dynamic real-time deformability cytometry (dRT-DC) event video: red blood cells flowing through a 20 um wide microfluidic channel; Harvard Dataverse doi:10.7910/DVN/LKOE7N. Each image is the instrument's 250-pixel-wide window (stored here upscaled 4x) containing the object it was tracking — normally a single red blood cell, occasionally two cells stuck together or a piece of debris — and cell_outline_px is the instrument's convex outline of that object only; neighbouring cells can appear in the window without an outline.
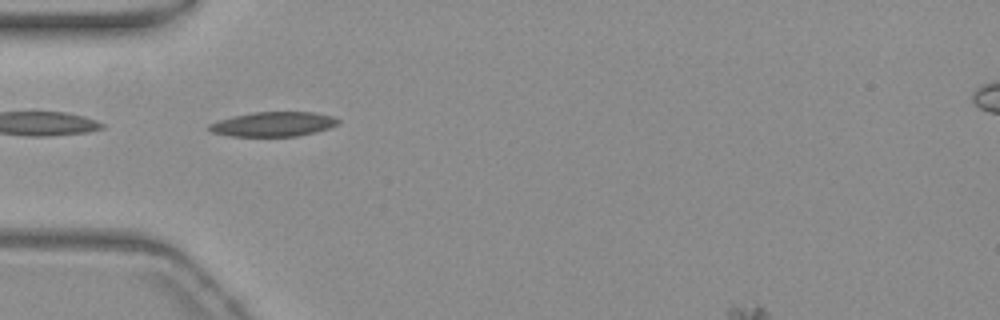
{"species": "common noctule bat (a hibernating species)", "species_latin": "Nyctalus noctula", "temperature_condition": "warm", "stored_images_in_passage": 38, "camera_frame_rate_fps": 3000, "um_per_image_px": 0.085, "animal": {"sex": "female", "body_mass_g": 19.3, "forearm_length_mm": 54.1}, "frame": {"image": 1, "passage_image": 1, "time_ms": 0.0, "image_size_px": [1000, 320], "cell_outline_px": [[340, 120], [336, 124], [328, 128], [296, 136], [232, 136], [212, 132], [208, 128], [208, 124], [232, 116], [252, 112], [312, 112], [332, 116]], "centroid_in_image_um": [23.19, 10.54], "position_along_channel_um": 61.8, "area_um2": 18.21}}
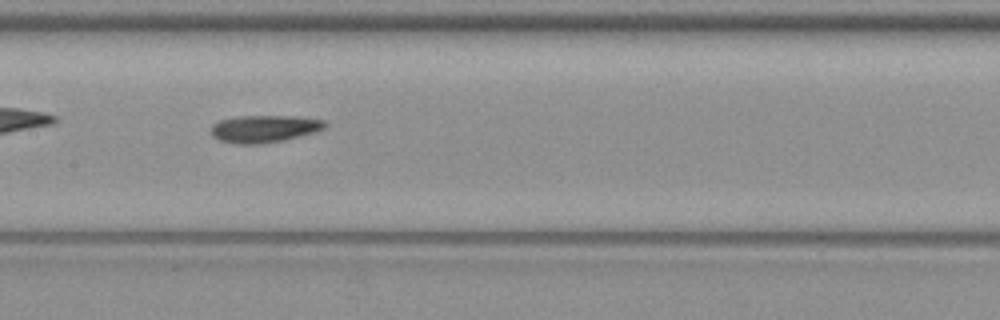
{"frame": {"image": 2, "passage_image": 11, "time_ms": 3.333, "image_size_px": [1000, 320], "cell_outline_px": [[328, 124], [324, 128], [316, 132], [284, 140], [260, 144], [236, 144], [220, 140], [212, 136], [212, 124], [220, 120], [240, 116], [300, 116], [324, 120]], "centroid_in_image_um": [22.5, 10.94], "position_along_channel_um": 184.9, "area_um2": 18.21}}
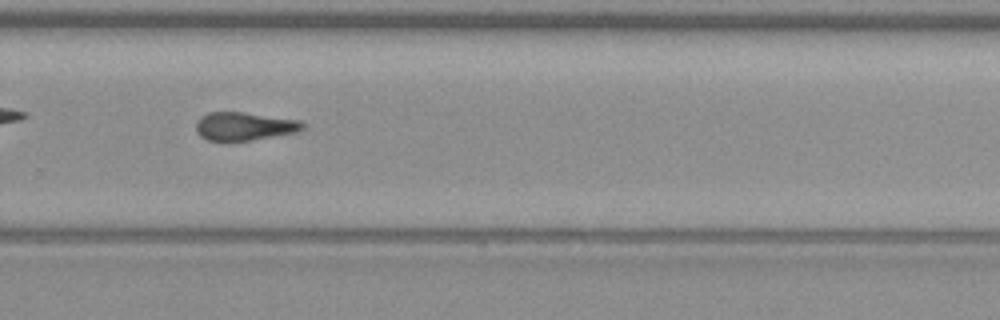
{"frame": {"image": 3, "passage_image": 21, "time_ms": 6.667, "image_size_px": [1000, 320], "cell_outline_px": [[304, 128], [300, 132], [252, 140], [208, 140], [200, 136], [196, 132], [196, 120], [200, 116], [208, 112], [244, 112], [300, 120], [304, 124]], "centroid_in_image_um": [20.77, 10.72], "position_along_channel_um": 309.0, "area_um2": 17.69}}